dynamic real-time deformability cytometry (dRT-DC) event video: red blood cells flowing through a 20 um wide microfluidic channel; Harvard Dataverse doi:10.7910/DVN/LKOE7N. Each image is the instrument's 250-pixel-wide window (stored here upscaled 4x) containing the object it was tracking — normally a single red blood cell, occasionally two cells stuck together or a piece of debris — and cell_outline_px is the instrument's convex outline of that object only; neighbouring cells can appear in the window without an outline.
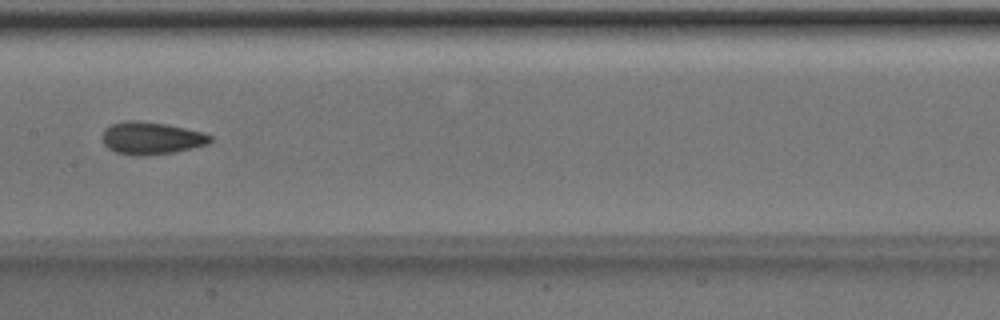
{"species": "Egyptian fruit bat (a non-hibernating species)", "species_latin": "Rousettus aegyptiacus", "temperature_condition": "room temperature", "stored_images_in_passage": 7, "camera_frame_rate_fps": 3000, "um_per_image_px": 0.085, "animal": {"sex": "male"}, "frame": {"image": 1, "passage_image": 7, "time_ms": 2.0, "image_size_px": [1000, 320], "cell_outline_px": [[212, 140], [208, 144], [192, 148], [172, 152], [148, 156], [132, 156], [116, 152], [108, 148], [104, 144], [104, 128], [112, 124], [124, 120], [140, 120], [164, 124], [204, 132], [212, 136]], "centroid_in_image_um": [12.86, 11.74], "position_along_channel_um": 194.5, "area_um2": 20.46}}